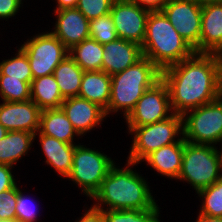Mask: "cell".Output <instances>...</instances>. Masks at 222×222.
<instances>
[{
	"mask_svg": "<svg viewBox=\"0 0 222 222\" xmlns=\"http://www.w3.org/2000/svg\"><path fill=\"white\" fill-rule=\"evenodd\" d=\"M103 49L102 71L110 76L124 71L143 57L141 45L121 38L103 44Z\"/></svg>",
	"mask_w": 222,
	"mask_h": 222,
	"instance_id": "cell-16",
	"label": "cell"
},
{
	"mask_svg": "<svg viewBox=\"0 0 222 222\" xmlns=\"http://www.w3.org/2000/svg\"><path fill=\"white\" fill-rule=\"evenodd\" d=\"M26 196L23 195L18 188L17 201H16V219L19 222H34L36 221V210L32 208V205L28 202Z\"/></svg>",
	"mask_w": 222,
	"mask_h": 222,
	"instance_id": "cell-33",
	"label": "cell"
},
{
	"mask_svg": "<svg viewBox=\"0 0 222 222\" xmlns=\"http://www.w3.org/2000/svg\"><path fill=\"white\" fill-rule=\"evenodd\" d=\"M222 49V2L202 6L200 53L217 54Z\"/></svg>",
	"mask_w": 222,
	"mask_h": 222,
	"instance_id": "cell-17",
	"label": "cell"
},
{
	"mask_svg": "<svg viewBox=\"0 0 222 222\" xmlns=\"http://www.w3.org/2000/svg\"><path fill=\"white\" fill-rule=\"evenodd\" d=\"M183 152L184 138L182 136L176 143L152 151L142 161H146L163 176L178 179L182 169Z\"/></svg>",
	"mask_w": 222,
	"mask_h": 222,
	"instance_id": "cell-18",
	"label": "cell"
},
{
	"mask_svg": "<svg viewBox=\"0 0 222 222\" xmlns=\"http://www.w3.org/2000/svg\"><path fill=\"white\" fill-rule=\"evenodd\" d=\"M57 8L55 10L76 8L78 0H57Z\"/></svg>",
	"mask_w": 222,
	"mask_h": 222,
	"instance_id": "cell-38",
	"label": "cell"
},
{
	"mask_svg": "<svg viewBox=\"0 0 222 222\" xmlns=\"http://www.w3.org/2000/svg\"><path fill=\"white\" fill-rule=\"evenodd\" d=\"M114 0H78L76 8L90 21L109 14Z\"/></svg>",
	"mask_w": 222,
	"mask_h": 222,
	"instance_id": "cell-31",
	"label": "cell"
},
{
	"mask_svg": "<svg viewBox=\"0 0 222 222\" xmlns=\"http://www.w3.org/2000/svg\"><path fill=\"white\" fill-rule=\"evenodd\" d=\"M196 222H222V217H209L199 214Z\"/></svg>",
	"mask_w": 222,
	"mask_h": 222,
	"instance_id": "cell-39",
	"label": "cell"
},
{
	"mask_svg": "<svg viewBox=\"0 0 222 222\" xmlns=\"http://www.w3.org/2000/svg\"><path fill=\"white\" fill-rule=\"evenodd\" d=\"M41 109L31 99L19 102L3 101L0 104V124L8 131H39Z\"/></svg>",
	"mask_w": 222,
	"mask_h": 222,
	"instance_id": "cell-13",
	"label": "cell"
},
{
	"mask_svg": "<svg viewBox=\"0 0 222 222\" xmlns=\"http://www.w3.org/2000/svg\"><path fill=\"white\" fill-rule=\"evenodd\" d=\"M220 172V154L215 146L194 144L184 140L179 180L187 181L198 192L220 179Z\"/></svg>",
	"mask_w": 222,
	"mask_h": 222,
	"instance_id": "cell-5",
	"label": "cell"
},
{
	"mask_svg": "<svg viewBox=\"0 0 222 222\" xmlns=\"http://www.w3.org/2000/svg\"><path fill=\"white\" fill-rule=\"evenodd\" d=\"M75 222H104L102 210L92 206L80 220Z\"/></svg>",
	"mask_w": 222,
	"mask_h": 222,
	"instance_id": "cell-36",
	"label": "cell"
},
{
	"mask_svg": "<svg viewBox=\"0 0 222 222\" xmlns=\"http://www.w3.org/2000/svg\"><path fill=\"white\" fill-rule=\"evenodd\" d=\"M161 79V70L147 57L111 76L110 100L106 116L123 110L126 118L147 89Z\"/></svg>",
	"mask_w": 222,
	"mask_h": 222,
	"instance_id": "cell-4",
	"label": "cell"
},
{
	"mask_svg": "<svg viewBox=\"0 0 222 222\" xmlns=\"http://www.w3.org/2000/svg\"><path fill=\"white\" fill-rule=\"evenodd\" d=\"M204 199L199 214L209 217H222V177L197 192Z\"/></svg>",
	"mask_w": 222,
	"mask_h": 222,
	"instance_id": "cell-28",
	"label": "cell"
},
{
	"mask_svg": "<svg viewBox=\"0 0 222 222\" xmlns=\"http://www.w3.org/2000/svg\"><path fill=\"white\" fill-rule=\"evenodd\" d=\"M21 48L26 53L33 79L50 75L68 55L69 50L51 32L34 36Z\"/></svg>",
	"mask_w": 222,
	"mask_h": 222,
	"instance_id": "cell-9",
	"label": "cell"
},
{
	"mask_svg": "<svg viewBox=\"0 0 222 222\" xmlns=\"http://www.w3.org/2000/svg\"><path fill=\"white\" fill-rule=\"evenodd\" d=\"M12 166L0 164V193L14 188L17 184L11 172Z\"/></svg>",
	"mask_w": 222,
	"mask_h": 222,
	"instance_id": "cell-34",
	"label": "cell"
},
{
	"mask_svg": "<svg viewBox=\"0 0 222 222\" xmlns=\"http://www.w3.org/2000/svg\"><path fill=\"white\" fill-rule=\"evenodd\" d=\"M17 185L3 193H0V219H16Z\"/></svg>",
	"mask_w": 222,
	"mask_h": 222,
	"instance_id": "cell-32",
	"label": "cell"
},
{
	"mask_svg": "<svg viewBox=\"0 0 222 222\" xmlns=\"http://www.w3.org/2000/svg\"><path fill=\"white\" fill-rule=\"evenodd\" d=\"M89 33L90 38L96 40L100 44L109 43L118 38L110 13L90 20Z\"/></svg>",
	"mask_w": 222,
	"mask_h": 222,
	"instance_id": "cell-30",
	"label": "cell"
},
{
	"mask_svg": "<svg viewBox=\"0 0 222 222\" xmlns=\"http://www.w3.org/2000/svg\"><path fill=\"white\" fill-rule=\"evenodd\" d=\"M55 13L57 21L54 32L51 33L68 50L83 40L90 38L89 20L77 8L56 10Z\"/></svg>",
	"mask_w": 222,
	"mask_h": 222,
	"instance_id": "cell-15",
	"label": "cell"
},
{
	"mask_svg": "<svg viewBox=\"0 0 222 222\" xmlns=\"http://www.w3.org/2000/svg\"><path fill=\"white\" fill-rule=\"evenodd\" d=\"M217 56L219 59L220 70H221V75H222V49L217 53Z\"/></svg>",
	"mask_w": 222,
	"mask_h": 222,
	"instance_id": "cell-42",
	"label": "cell"
},
{
	"mask_svg": "<svg viewBox=\"0 0 222 222\" xmlns=\"http://www.w3.org/2000/svg\"><path fill=\"white\" fill-rule=\"evenodd\" d=\"M173 113L206 105L222 95V75L217 54L194 53L161 71Z\"/></svg>",
	"mask_w": 222,
	"mask_h": 222,
	"instance_id": "cell-1",
	"label": "cell"
},
{
	"mask_svg": "<svg viewBox=\"0 0 222 222\" xmlns=\"http://www.w3.org/2000/svg\"><path fill=\"white\" fill-rule=\"evenodd\" d=\"M102 215L104 222H160L158 205L147 210L102 209Z\"/></svg>",
	"mask_w": 222,
	"mask_h": 222,
	"instance_id": "cell-26",
	"label": "cell"
},
{
	"mask_svg": "<svg viewBox=\"0 0 222 222\" xmlns=\"http://www.w3.org/2000/svg\"><path fill=\"white\" fill-rule=\"evenodd\" d=\"M84 70L67 55L54 69V77L64 98L79 95Z\"/></svg>",
	"mask_w": 222,
	"mask_h": 222,
	"instance_id": "cell-24",
	"label": "cell"
},
{
	"mask_svg": "<svg viewBox=\"0 0 222 222\" xmlns=\"http://www.w3.org/2000/svg\"><path fill=\"white\" fill-rule=\"evenodd\" d=\"M39 132L69 144L75 135L80 136L61 108L41 110Z\"/></svg>",
	"mask_w": 222,
	"mask_h": 222,
	"instance_id": "cell-21",
	"label": "cell"
},
{
	"mask_svg": "<svg viewBox=\"0 0 222 222\" xmlns=\"http://www.w3.org/2000/svg\"><path fill=\"white\" fill-rule=\"evenodd\" d=\"M115 165L106 154L76 145L73 153L72 169L67 178L75 182L87 197H92L101 182Z\"/></svg>",
	"mask_w": 222,
	"mask_h": 222,
	"instance_id": "cell-8",
	"label": "cell"
},
{
	"mask_svg": "<svg viewBox=\"0 0 222 222\" xmlns=\"http://www.w3.org/2000/svg\"><path fill=\"white\" fill-rule=\"evenodd\" d=\"M15 57L4 60L0 63V75H6L8 78L19 79L24 82L32 83L33 74L29 65V60L20 47Z\"/></svg>",
	"mask_w": 222,
	"mask_h": 222,
	"instance_id": "cell-27",
	"label": "cell"
},
{
	"mask_svg": "<svg viewBox=\"0 0 222 222\" xmlns=\"http://www.w3.org/2000/svg\"><path fill=\"white\" fill-rule=\"evenodd\" d=\"M22 0H0V18L7 19L15 16L21 7Z\"/></svg>",
	"mask_w": 222,
	"mask_h": 222,
	"instance_id": "cell-35",
	"label": "cell"
},
{
	"mask_svg": "<svg viewBox=\"0 0 222 222\" xmlns=\"http://www.w3.org/2000/svg\"><path fill=\"white\" fill-rule=\"evenodd\" d=\"M60 108L80 136L107 117L103 108L79 96L65 98Z\"/></svg>",
	"mask_w": 222,
	"mask_h": 222,
	"instance_id": "cell-14",
	"label": "cell"
},
{
	"mask_svg": "<svg viewBox=\"0 0 222 222\" xmlns=\"http://www.w3.org/2000/svg\"><path fill=\"white\" fill-rule=\"evenodd\" d=\"M127 162L126 168L120 169L114 165L110 169L91 197L98 202L93 207L102 210L105 204L109 210H147L157 205L146 180L129 167L135 163Z\"/></svg>",
	"mask_w": 222,
	"mask_h": 222,
	"instance_id": "cell-2",
	"label": "cell"
},
{
	"mask_svg": "<svg viewBox=\"0 0 222 222\" xmlns=\"http://www.w3.org/2000/svg\"><path fill=\"white\" fill-rule=\"evenodd\" d=\"M220 141L222 142V138H221V140H220ZM219 154H220L221 169H222V151H221V152L219 151Z\"/></svg>",
	"mask_w": 222,
	"mask_h": 222,
	"instance_id": "cell-44",
	"label": "cell"
},
{
	"mask_svg": "<svg viewBox=\"0 0 222 222\" xmlns=\"http://www.w3.org/2000/svg\"><path fill=\"white\" fill-rule=\"evenodd\" d=\"M39 140L46 155V163L54 167L55 172L67 177L72 169L74 144L62 142L56 138L46 136L38 131Z\"/></svg>",
	"mask_w": 222,
	"mask_h": 222,
	"instance_id": "cell-19",
	"label": "cell"
},
{
	"mask_svg": "<svg viewBox=\"0 0 222 222\" xmlns=\"http://www.w3.org/2000/svg\"><path fill=\"white\" fill-rule=\"evenodd\" d=\"M30 83L0 75V95L3 101L19 102L30 99Z\"/></svg>",
	"mask_w": 222,
	"mask_h": 222,
	"instance_id": "cell-29",
	"label": "cell"
},
{
	"mask_svg": "<svg viewBox=\"0 0 222 222\" xmlns=\"http://www.w3.org/2000/svg\"><path fill=\"white\" fill-rule=\"evenodd\" d=\"M149 13L133 0H114L110 15L118 38L142 45Z\"/></svg>",
	"mask_w": 222,
	"mask_h": 222,
	"instance_id": "cell-12",
	"label": "cell"
},
{
	"mask_svg": "<svg viewBox=\"0 0 222 222\" xmlns=\"http://www.w3.org/2000/svg\"><path fill=\"white\" fill-rule=\"evenodd\" d=\"M34 140V134L27 131H8L0 140V164L13 166L25 155Z\"/></svg>",
	"mask_w": 222,
	"mask_h": 222,
	"instance_id": "cell-23",
	"label": "cell"
},
{
	"mask_svg": "<svg viewBox=\"0 0 222 222\" xmlns=\"http://www.w3.org/2000/svg\"><path fill=\"white\" fill-rule=\"evenodd\" d=\"M128 128L129 133H134V136L127 161L139 164L152 151L178 141L174 138L178 137V134H183L182 115L173 113L165 120Z\"/></svg>",
	"mask_w": 222,
	"mask_h": 222,
	"instance_id": "cell-6",
	"label": "cell"
},
{
	"mask_svg": "<svg viewBox=\"0 0 222 222\" xmlns=\"http://www.w3.org/2000/svg\"><path fill=\"white\" fill-rule=\"evenodd\" d=\"M111 76L106 72L84 71L79 97L107 109L110 100Z\"/></svg>",
	"mask_w": 222,
	"mask_h": 222,
	"instance_id": "cell-20",
	"label": "cell"
},
{
	"mask_svg": "<svg viewBox=\"0 0 222 222\" xmlns=\"http://www.w3.org/2000/svg\"><path fill=\"white\" fill-rule=\"evenodd\" d=\"M141 7L148 9L150 11H161L162 7L169 0H133Z\"/></svg>",
	"mask_w": 222,
	"mask_h": 222,
	"instance_id": "cell-37",
	"label": "cell"
},
{
	"mask_svg": "<svg viewBox=\"0 0 222 222\" xmlns=\"http://www.w3.org/2000/svg\"><path fill=\"white\" fill-rule=\"evenodd\" d=\"M8 133V130L0 124V140L5 137Z\"/></svg>",
	"mask_w": 222,
	"mask_h": 222,
	"instance_id": "cell-41",
	"label": "cell"
},
{
	"mask_svg": "<svg viewBox=\"0 0 222 222\" xmlns=\"http://www.w3.org/2000/svg\"><path fill=\"white\" fill-rule=\"evenodd\" d=\"M161 11L195 53H200L202 6L193 0H169Z\"/></svg>",
	"mask_w": 222,
	"mask_h": 222,
	"instance_id": "cell-11",
	"label": "cell"
},
{
	"mask_svg": "<svg viewBox=\"0 0 222 222\" xmlns=\"http://www.w3.org/2000/svg\"><path fill=\"white\" fill-rule=\"evenodd\" d=\"M170 111L171 114L168 113ZM172 115L169 89L161 78L144 92L125 119L128 127H141L165 120Z\"/></svg>",
	"mask_w": 222,
	"mask_h": 222,
	"instance_id": "cell-10",
	"label": "cell"
},
{
	"mask_svg": "<svg viewBox=\"0 0 222 222\" xmlns=\"http://www.w3.org/2000/svg\"><path fill=\"white\" fill-rule=\"evenodd\" d=\"M182 128V136L187 142L212 144V146L220 142L222 138V95L206 105L185 112L182 115Z\"/></svg>",
	"mask_w": 222,
	"mask_h": 222,
	"instance_id": "cell-7",
	"label": "cell"
},
{
	"mask_svg": "<svg viewBox=\"0 0 222 222\" xmlns=\"http://www.w3.org/2000/svg\"><path fill=\"white\" fill-rule=\"evenodd\" d=\"M141 47L143 56L150 59L161 71L195 53L162 11H150Z\"/></svg>",
	"mask_w": 222,
	"mask_h": 222,
	"instance_id": "cell-3",
	"label": "cell"
},
{
	"mask_svg": "<svg viewBox=\"0 0 222 222\" xmlns=\"http://www.w3.org/2000/svg\"><path fill=\"white\" fill-rule=\"evenodd\" d=\"M199 6H205L208 4L221 3L222 0H193Z\"/></svg>",
	"mask_w": 222,
	"mask_h": 222,
	"instance_id": "cell-40",
	"label": "cell"
},
{
	"mask_svg": "<svg viewBox=\"0 0 222 222\" xmlns=\"http://www.w3.org/2000/svg\"><path fill=\"white\" fill-rule=\"evenodd\" d=\"M0 222H19L17 219H0Z\"/></svg>",
	"mask_w": 222,
	"mask_h": 222,
	"instance_id": "cell-43",
	"label": "cell"
},
{
	"mask_svg": "<svg viewBox=\"0 0 222 222\" xmlns=\"http://www.w3.org/2000/svg\"><path fill=\"white\" fill-rule=\"evenodd\" d=\"M30 99L41 109L60 108L64 101L53 74L32 80Z\"/></svg>",
	"mask_w": 222,
	"mask_h": 222,
	"instance_id": "cell-22",
	"label": "cell"
},
{
	"mask_svg": "<svg viewBox=\"0 0 222 222\" xmlns=\"http://www.w3.org/2000/svg\"><path fill=\"white\" fill-rule=\"evenodd\" d=\"M103 52V44L92 38H87L73 46L68 55L84 71H100L102 70Z\"/></svg>",
	"mask_w": 222,
	"mask_h": 222,
	"instance_id": "cell-25",
	"label": "cell"
}]
</instances>
